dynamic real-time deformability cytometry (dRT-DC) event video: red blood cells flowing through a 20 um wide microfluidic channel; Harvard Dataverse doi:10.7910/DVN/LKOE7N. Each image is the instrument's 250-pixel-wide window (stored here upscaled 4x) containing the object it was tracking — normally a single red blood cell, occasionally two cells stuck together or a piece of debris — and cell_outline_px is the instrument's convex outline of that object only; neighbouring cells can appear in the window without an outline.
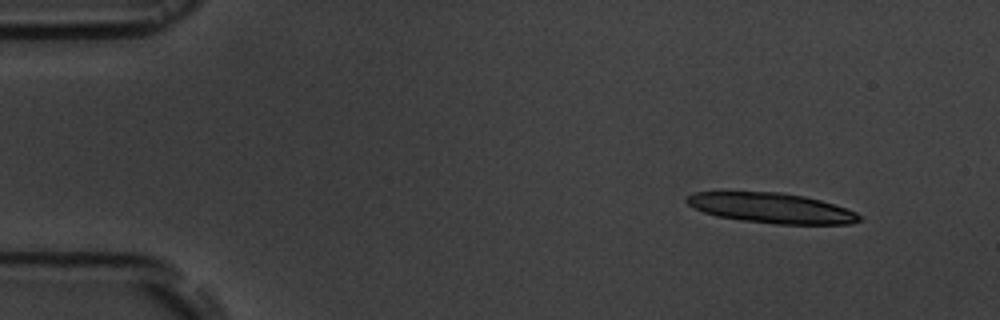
{"species": "common noctule bat (a hibernating species)", "species_latin": "Nyctalus noctula", "temperature_condition": "room temperature", "stored_images_in_passage": 5, "camera_frame_rate_fps": 3000, "um_per_image_px": 0.085, "animal": {"sex": "male", "body_mass_g": 19.5, "forearm_length_mm": 54.6}, "frame": {"image": 1, "passage_image": 1, "time_ms": 0.0, "image_size_px": [1000, 320], "cell_outline_px": [[864, 220], [852, 224], [776, 224], [740, 220], [716, 216], [704, 212], [688, 204], [684, 200], [688, 196], [696, 192], [780, 192], [804, 196], [820, 200], [856, 212], [864, 216]], "centroid_in_image_um": [65.63, 17.69], "position_along_channel_um": 19.4, "area_um2": 30.29}}
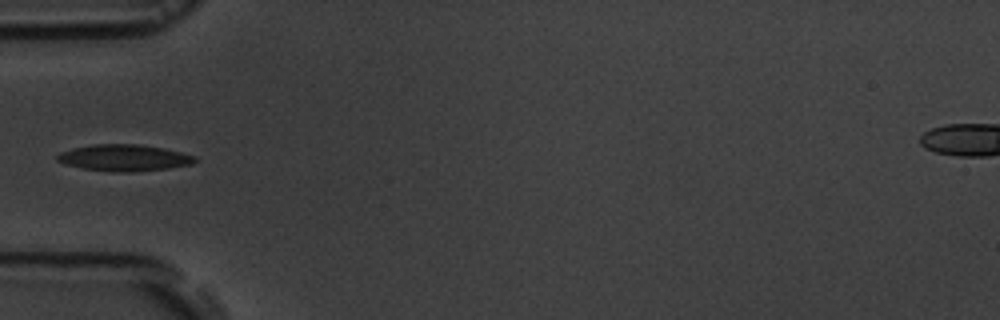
{"frame": {"image": 2, "passage_image": 5, "time_ms": 4.333, "image_size_px": [1000, 320], "cell_outline_px": [[196, 160], [192, 164], [168, 168], [132, 172], [112, 172], [80, 168], [64, 164], [56, 160], [56, 156], [60, 152], [72, 148], [92, 144], [140, 144], [164, 148], [196, 156]], "centroid_in_image_um": [10.51, 13.41], "position_along_channel_um": 74.5, "area_um2": 21.44}}